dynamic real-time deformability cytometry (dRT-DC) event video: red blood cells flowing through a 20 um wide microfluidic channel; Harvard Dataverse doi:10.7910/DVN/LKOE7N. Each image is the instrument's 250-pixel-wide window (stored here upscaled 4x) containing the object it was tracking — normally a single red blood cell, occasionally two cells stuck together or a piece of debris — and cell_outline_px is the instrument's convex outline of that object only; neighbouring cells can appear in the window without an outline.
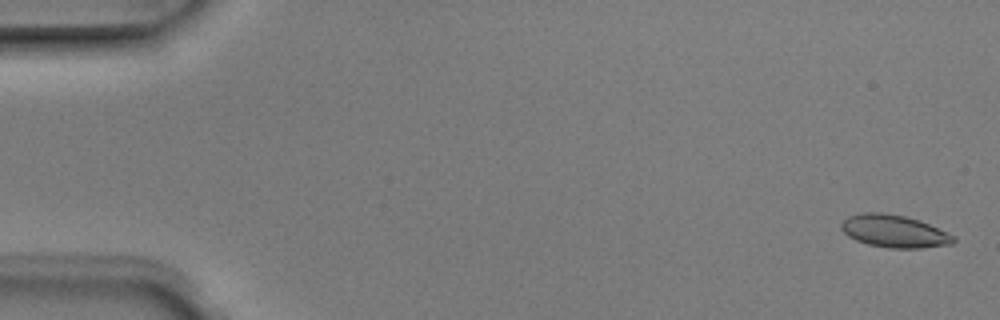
{"species": "Egyptian fruit bat (a non-hibernating species)", "species_latin": "Rousettus aegyptiacus", "temperature_condition": "room temperature", "stored_images_in_passage": 4, "camera_frame_rate_fps": 3000, "um_per_image_px": 0.085, "animal": {"sex": "male"}, "frame": {"image": 1, "passage_image": 1, "time_ms": 0.0, "image_size_px": [1000, 320], "cell_outline_px": [[956, 240], [952, 244], [920, 248], [888, 248], [868, 244], [856, 240], [848, 236], [840, 228], [840, 224], [848, 216], [864, 212], [880, 212], [904, 216], [920, 220], [956, 236]], "centroid_in_image_um": [76.01, 19.65], "position_along_channel_um": 9.0, "area_um2": 21.33}}
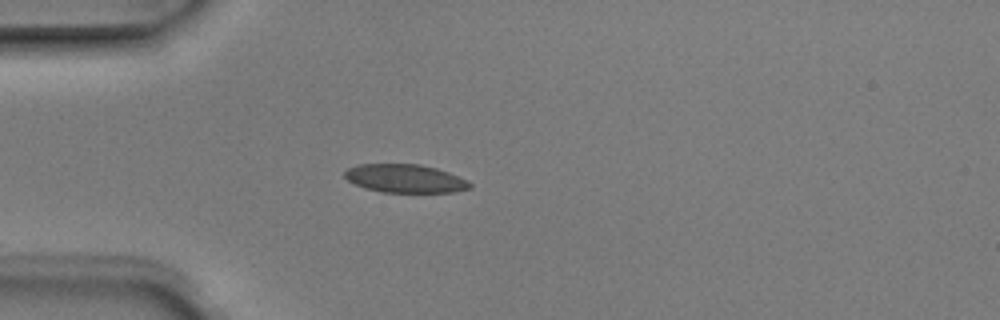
{"frame": {"image": 2, "passage_image": 4, "time_ms": 1.0, "image_size_px": [1000, 320], "cell_outline_px": [[472, 188], [456, 192], [380, 192], [364, 188], [348, 180], [344, 176], [344, 172], [348, 168], [356, 164], [420, 164], [436, 168], [448, 172], [468, 180], [472, 184]], "centroid_in_image_um": [34.45, 15.17], "position_along_channel_um": 50.6, "area_um2": 20.81}}